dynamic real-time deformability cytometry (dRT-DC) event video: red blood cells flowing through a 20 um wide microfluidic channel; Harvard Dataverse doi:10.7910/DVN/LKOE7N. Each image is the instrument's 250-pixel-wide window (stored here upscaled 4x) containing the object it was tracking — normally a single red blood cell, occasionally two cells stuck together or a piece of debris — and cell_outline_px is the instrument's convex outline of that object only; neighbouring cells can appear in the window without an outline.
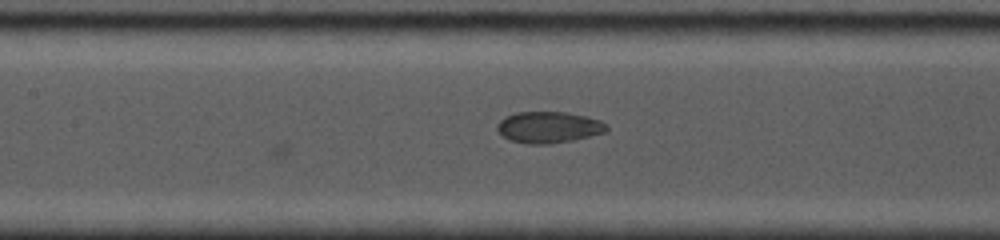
{"species": "common noctule bat (a hibernating species)", "species_latin": "Nyctalus noctula", "temperature_condition": "cold", "stored_images_in_passage": 8, "camera_frame_rate_fps": 5000, "um_per_image_px": 0.085, "animal": {"sex": "female", "body_mass_g": 19.0, "forearm_length_mm": 53.3}, "frame": {"image": 1, "passage_image": 7, "time_ms": 4.8, "image_size_px": [1000, 240], "cell_outline_px": [[608, 132], [572, 140], [548, 144], [528, 144], [508, 140], [496, 128], [496, 124], [504, 116], [516, 112], [564, 112], [584, 116], [600, 120], [608, 124]], "centroid_in_image_um": [46.63, 10.82], "position_along_channel_um": 160.8, "area_um2": 20.11}}